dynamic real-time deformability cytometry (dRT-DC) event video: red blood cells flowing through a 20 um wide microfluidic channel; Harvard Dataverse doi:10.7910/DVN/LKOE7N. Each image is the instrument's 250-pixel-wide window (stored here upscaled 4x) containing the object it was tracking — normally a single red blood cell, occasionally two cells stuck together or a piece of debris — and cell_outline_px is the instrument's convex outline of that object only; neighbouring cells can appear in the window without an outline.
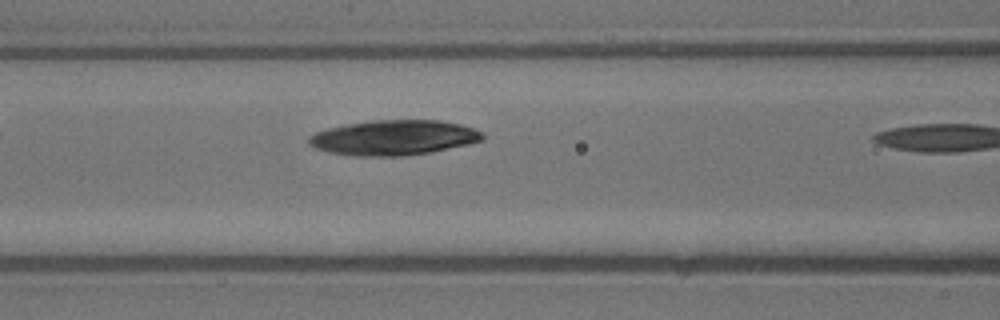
{"species": "common noctule bat (a hibernating species)", "species_latin": "Nyctalus noctula", "temperature_condition": "warm", "stored_images_in_passage": 8, "camera_frame_rate_fps": 3000, "um_per_image_px": 0.085, "animal": {"sex": "male", "body_mass_g": 13.3}, "frame": {"image": 1, "passage_image": 7, "time_ms": 2.0, "image_size_px": [1000, 320], "cell_outline_px": [[484, 140], [468, 144], [432, 152], [404, 156], [352, 156], [328, 152], [316, 148], [308, 144], [308, 136], [316, 132], [328, 128], [344, 124], [368, 120], [440, 120], [460, 124], [472, 128], [480, 132], [484, 136]], "centroid_in_image_um": [33.43, 11.7], "position_along_channel_um": 133.2, "area_um2": 35.72}}